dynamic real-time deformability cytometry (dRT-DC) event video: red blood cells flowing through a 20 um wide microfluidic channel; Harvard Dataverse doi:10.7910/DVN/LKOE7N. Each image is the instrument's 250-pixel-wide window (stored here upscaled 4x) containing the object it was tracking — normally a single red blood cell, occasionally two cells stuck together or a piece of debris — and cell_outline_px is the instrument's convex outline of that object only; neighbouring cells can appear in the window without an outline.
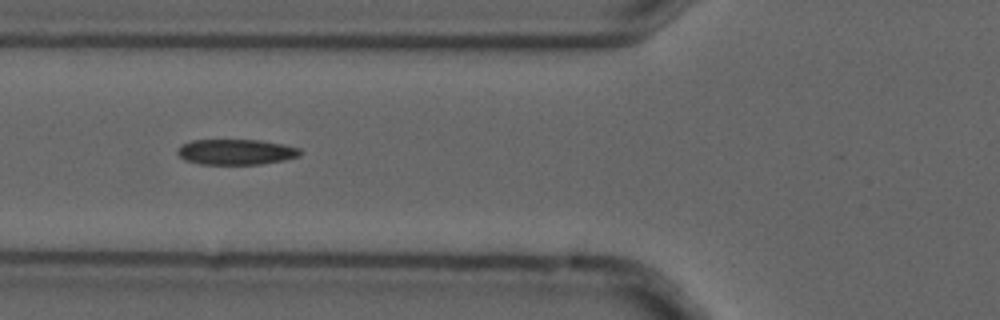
{"species": "common noctule bat (a hibernating species)", "species_latin": "Nyctalus noctula", "temperature_condition": "cold", "stored_images_in_passage": 10, "camera_frame_rate_fps": 3000, "um_per_image_px": 0.085, "animal": {"sex": "male", "forearm_length_mm": 52.5}, "frame": {"image": 1, "passage_image": 5, "time_ms": 1.333, "image_size_px": [1000, 320], "cell_outline_px": [[304, 152], [300, 156], [284, 160], [260, 164], [200, 164], [184, 160], [176, 152], [184, 144], [192, 140], [260, 140], [284, 144], [300, 148]], "centroid_in_image_um": [20.12, 12.91], "position_along_channel_um": 105.7, "area_um2": 18.26}}
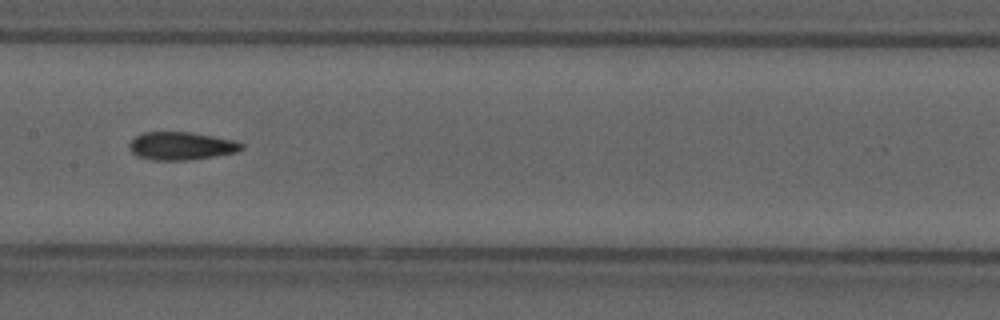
{"frame": {"image": 2, "passage_image": 7, "time_ms": 2.0, "image_size_px": [1000, 320], "cell_outline_px": [[244, 148], [236, 152], [216, 156], [188, 160], [152, 160], [136, 156], [128, 148], [128, 144], [136, 136], [144, 132], [192, 132], [236, 140], [244, 144]], "centroid_in_image_um": [15.42, 12.4], "position_along_channel_um": 192.0, "area_um2": 18.5}}
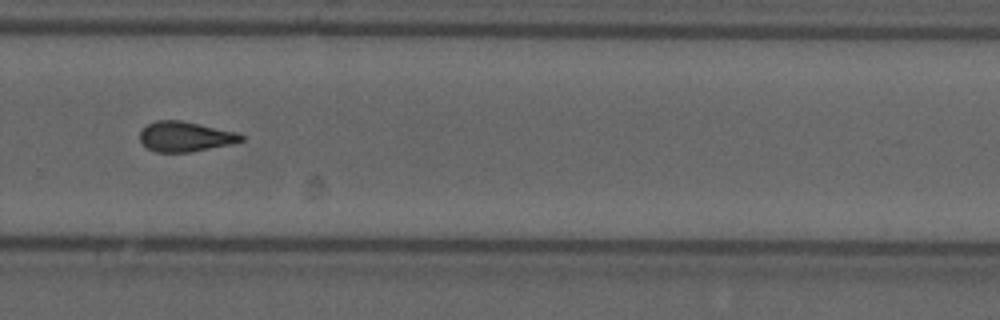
{"frame": {"image": 3, "passage_image": 10, "time_ms": 3.0, "image_size_px": [1000, 320], "cell_outline_px": [[244, 140], [232, 144], [188, 152], [156, 152], [148, 148], [140, 140], [140, 132], [148, 124], [156, 120], [180, 120], [236, 132], [244, 136]], "centroid_in_image_um": [15.75, 11.61], "position_along_channel_um": 314.1, "area_um2": 17.51}}